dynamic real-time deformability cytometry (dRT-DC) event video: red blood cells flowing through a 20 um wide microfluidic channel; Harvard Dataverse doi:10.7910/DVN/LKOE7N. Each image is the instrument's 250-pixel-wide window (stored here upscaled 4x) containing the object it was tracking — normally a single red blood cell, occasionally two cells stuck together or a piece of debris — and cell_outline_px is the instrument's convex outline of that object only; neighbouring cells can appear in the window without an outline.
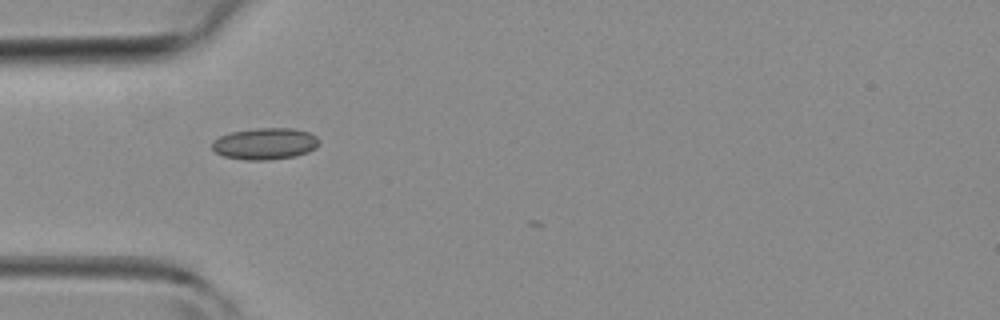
{"species": "common noctule bat (a hibernating species)", "species_latin": "Nyctalus noctula", "temperature_condition": "room temperature", "stored_images_in_passage": 2, "camera_frame_rate_fps": 3000, "um_per_image_px": 0.085, "animal": {"sex": "female", "body_mass_g": 19.3, "forearm_length_mm": 54.1}, "frame": {"image": 1, "passage_image": 2, "time_ms": 1.333, "image_size_px": [1000, 320], "cell_outline_px": [[320, 144], [316, 148], [308, 152], [296, 156], [268, 160], [244, 160], [224, 156], [216, 152], [212, 148], [212, 140], [220, 136], [232, 132], [256, 128], [292, 128], [308, 132], [316, 136], [320, 140]], "centroid_in_image_um": [22.55, 12.22], "position_along_channel_um": 62.5, "area_um2": 19.83}}